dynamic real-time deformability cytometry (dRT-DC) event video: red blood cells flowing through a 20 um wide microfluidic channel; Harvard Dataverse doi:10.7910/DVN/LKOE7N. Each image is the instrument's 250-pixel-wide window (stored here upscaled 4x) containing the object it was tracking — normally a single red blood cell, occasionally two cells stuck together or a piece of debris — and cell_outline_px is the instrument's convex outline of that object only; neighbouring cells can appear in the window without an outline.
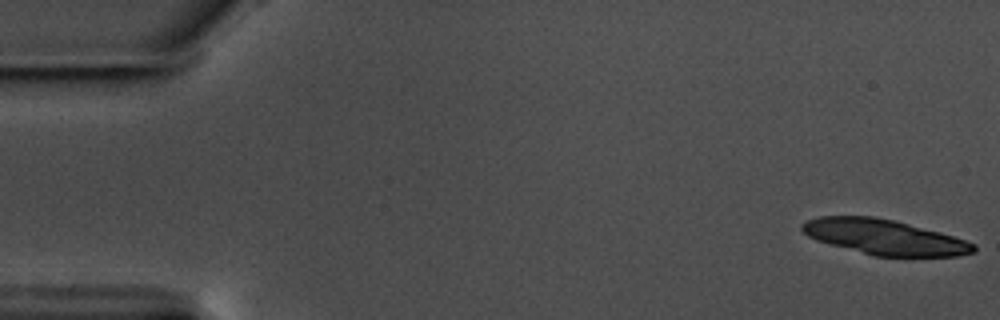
{"species": "common noctule bat (a hibernating species)", "species_latin": "Nyctalus noctula", "temperature_condition": "warm", "stored_images_in_passage": 17, "camera_frame_rate_fps": 3000, "um_per_image_px": 0.085, "animal": {"sex": "male", "body_mass_g": 17.5, "forearm_length_mm": 52.3}, "frame": {"image": 1, "passage_image": 1, "time_ms": 0.0, "image_size_px": [1000, 320], "cell_outline_px": [[976, 252], [956, 256], [876, 256], [816, 240], [808, 236], [800, 228], [800, 224], [808, 220], [820, 216], [876, 216], [940, 232], [976, 244]], "centroid_in_image_um": [75.17, 20.14], "position_along_channel_um": 9.8, "area_um2": 34.74}}